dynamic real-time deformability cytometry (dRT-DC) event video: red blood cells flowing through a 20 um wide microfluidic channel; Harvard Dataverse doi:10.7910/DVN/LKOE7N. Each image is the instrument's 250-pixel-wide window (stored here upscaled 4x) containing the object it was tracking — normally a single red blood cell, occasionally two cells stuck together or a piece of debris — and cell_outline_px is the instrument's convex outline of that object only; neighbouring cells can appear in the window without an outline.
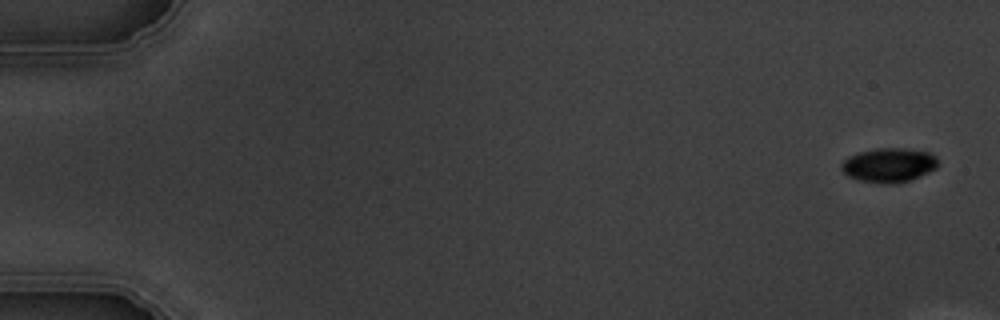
{"species": "common noctule bat (a hibernating species)", "species_latin": "Nyctalus noctula", "temperature_condition": "warm", "stored_images_in_passage": 5, "camera_frame_rate_fps": 3000, "um_per_image_px": 0.085, "animal": {"sex": "male", "body_mass_g": 19.5, "forearm_length_mm": 54.6}, "frame": {"image": 1, "passage_image": 1, "time_ms": 0.0, "image_size_px": [1000, 320], "cell_outline_px": [[940, 164], [936, 168], [920, 176], [896, 184], [880, 184], [856, 180], [848, 176], [840, 168], [840, 164], [848, 156], [860, 152], [876, 148], [904, 148], [932, 152], [936, 156]], "centroid_in_image_um": [75.56, 14.03], "position_along_channel_um": 9.4, "area_um2": 19.65}}